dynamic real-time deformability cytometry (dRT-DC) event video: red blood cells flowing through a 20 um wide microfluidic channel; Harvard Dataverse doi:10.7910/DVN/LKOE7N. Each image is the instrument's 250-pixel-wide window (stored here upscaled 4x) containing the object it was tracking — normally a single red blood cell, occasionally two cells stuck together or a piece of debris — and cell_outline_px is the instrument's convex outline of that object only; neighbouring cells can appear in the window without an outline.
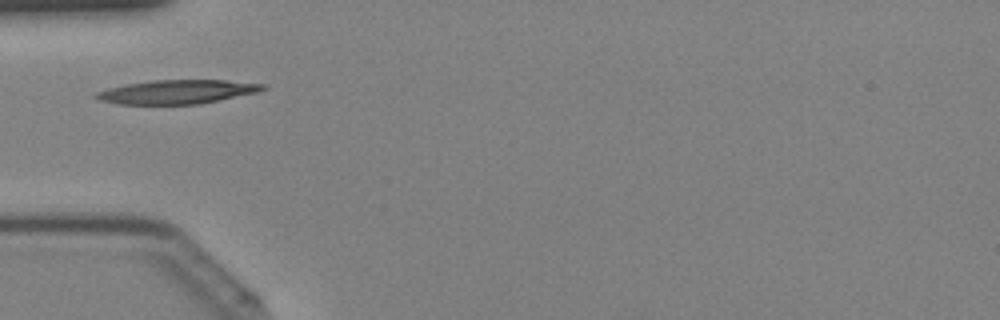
{"species": "Egyptian fruit bat (a non-hibernating species)", "species_latin": "Rousettus aegyptiacus", "temperature_condition": "cold", "stored_images_in_passage": 21, "camera_frame_rate_fps": 3000, "um_per_image_px": 0.085, "animal": {"sex": "female"}, "frame": {"image": 1, "passage_image": 1, "time_ms": 0.0, "image_size_px": [1000, 320], "cell_outline_px": [[268, 88], [256, 92], [220, 100], [200, 104], [120, 104], [100, 100], [92, 96], [96, 92], [108, 88], [124, 84], [152, 80], [224, 80], [268, 84]], "centroid_in_image_um": [15.06, 7.8], "position_along_channel_um": 69.9, "area_um2": 23.29}}
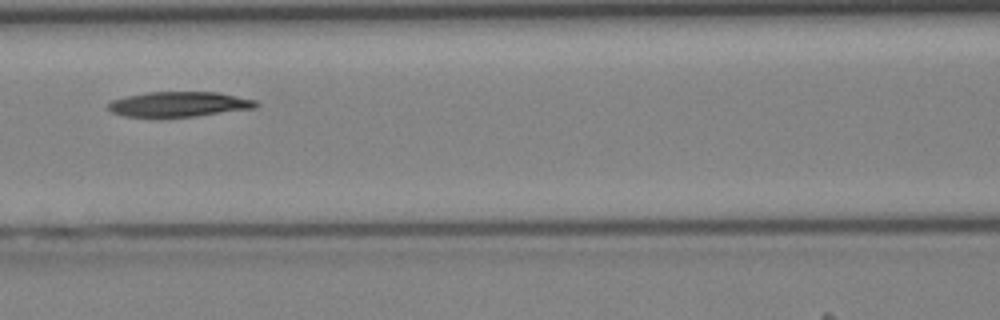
{"frame": {"image": 2, "passage_image": 6, "time_ms": 1.667, "image_size_px": [1000, 320], "cell_outline_px": [[260, 104], [256, 108], [196, 116], [124, 116], [112, 112], [108, 108], [108, 104], [112, 100], [128, 96], [148, 92], [220, 92], [256, 100]], "centroid_in_image_um": [15.28, 8.85], "position_along_channel_um": 151.3, "area_um2": 21.39}}
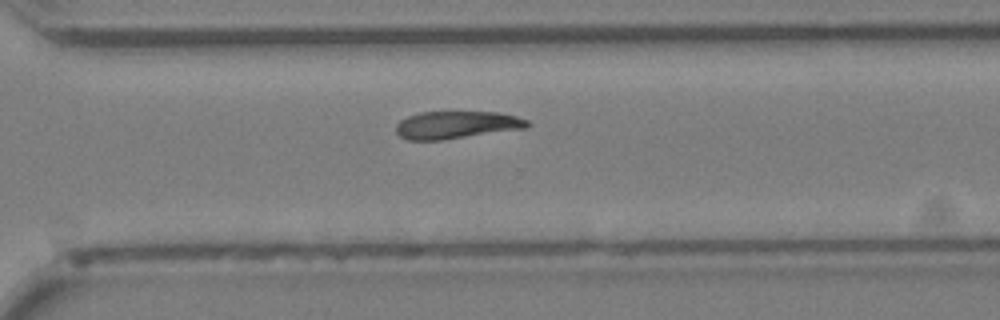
{"frame": {"image": 3, "passage_image": 17, "time_ms": 5.333, "image_size_px": [1000, 320], "cell_outline_px": [[532, 124], [528, 128], [444, 140], [408, 140], [400, 136], [396, 132], [396, 124], [400, 120], [408, 116], [420, 112], [500, 112], [516, 116], [528, 120]], "centroid_in_image_um": [38.84, 10.62], "position_along_channel_um": 331.8, "area_um2": 21.33}}